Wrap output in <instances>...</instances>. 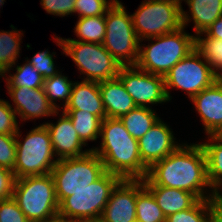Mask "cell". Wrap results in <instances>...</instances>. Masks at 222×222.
<instances>
[{"label":"cell","instance_id":"6da1fadb","mask_svg":"<svg viewBox=\"0 0 222 222\" xmlns=\"http://www.w3.org/2000/svg\"><path fill=\"white\" fill-rule=\"evenodd\" d=\"M144 186L181 189L198 199L218 197L215 192L204 195L203 187L211 185L207 175V160L201 144L182 145L164 159L154 163L143 179Z\"/></svg>","mask_w":222,"mask_h":222},{"label":"cell","instance_id":"7a4b0ae2","mask_svg":"<svg viewBox=\"0 0 222 222\" xmlns=\"http://www.w3.org/2000/svg\"><path fill=\"white\" fill-rule=\"evenodd\" d=\"M101 149H91L102 160L106 171L124 180H143L148 168L142 163L138 140L133 138L119 118L101 122Z\"/></svg>","mask_w":222,"mask_h":222},{"label":"cell","instance_id":"3957f363","mask_svg":"<svg viewBox=\"0 0 222 222\" xmlns=\"http://www.w3.org/2000/svg\"><path fill=\"white\" fill-rule=\"evenodd\" d=\"M149 39L157 42H152L144 49L139 46L138 60L135 66L148 73L163 77L195 49V36L185 33L184 26Z\"/></svg>","mask_w":222,"mask_h":222},{"label":"cell","instance_id":"277c9868","mask_svg":"<svg viewBox=\"0 0 222 222\" xmlns=\"http://www.w3.org/2000/svg\"><path fill=\"white\" fill-rule=\"evenodd\" d=\"M13 199L30 222L51 218L59 211L51 174L15 179Z\"/></svg>","mask_w":222,"mask_h":222},{"label":"cell","instance_id":"5b68a950","mask_svg":"<svg viewBox=\"0 0 222 222\" xmlns=\"http://www.w3.org/2000/svg\"><path fill=\"white\" fill-rule=\"evenodd\" d=\"M105 172L102 160L92 150L79 157L58 159L50 174L59 204L74 192L95 182Z\"/></svg>","mask_w":222,"mask_h":222},{"label":"cell","instance_id":"8992f818","mask_svg":"<svg viewBox=\"0 0 222 222\" xmlns=\"http://www.w3.org/2000/svg\"><path fill=\"white\" fill-rule=\"evenodd\" d=\"M105 25L106 33L102 43L105 49L121 66H135L140 40L136 35L132 16L127 14L120 1H115L107 10Z\"/></svg>","mask_w":222,"mask_h":222},{"label":"cell","instance_id":"52a82bcc","mask_svg":"<svg viewBox=\"0 0 222 222\" xmlns=\"http://www.w3.org/2000/svg\"><path fill=\"white\" fill-rule=\"evenodd\" d=\"M121 180L119 176L106 171L86 188L66 197L59 204L58 214L77 222L99 219L112 190Z\"/></svg>","mask_w":222,"mask_h":222},{"label":"cell","instance_id":"ba28073f","mask_svg":"<svg viewBox=\"0 0 222 222\" xmlns=\"http://www.w3.org/2000/svg\"><path fill=\"white\" fill-rule=\"evenodd\" d=\"M131 16L140 41L143 38L158 37L178 30L190 22V16L183 11L182 7L164 0H144Z\"/></svg>","mask_w":222,"mask_h":222},{"label":"cell","instance_id":"9c48e42d","mask_svg":"<svg viewBox=\"0 0 222 222\" xmlns=\"http://www.w3.org/2000/svg\"><path fill=\"white\" fill-rule=\"evenodd\" d=\"M47 127L42 124L31 130L23 143L16 139L15 179L50 174L57 160Z\"/></svg>","mask_w":222,"mask_h":222},{"label":"cell","instance_id":"30bf717a","mask_svg":"<svg viewBox=\"0 0 222 222\" xmlns=\"http://www.w3.org/2000/svg\"><path fill=\"white\" fill-rule=\"evenodd\" d=\"M63 53L71 56L79 67L81 74H86L83 80L102 82L116 78L122 67L105 49L103 44L82 42L75 39L56 38Z\"/></svg>","mask_w":222,"mask_h":222},{"label":"cell","instance_id":"8fae6325","mask_svg":"<svg viewBox=\"0 0 222 222\" xmlns=\"http://www.w3.org/2000/svg\"><path fill=\"white\" fill-rule=\"evenodd\" d=\"M200 57L201 55L194 49L164 76L165 90L169 101L168 88L175 87L185 90L191 99L220 78L206 60L204 63Z\"/></svg>","mask_w":222,"mask_h":222},{"label":"cell","instance_id":"7c38bea8","mask_svg":"<svg viewBox=\"0 0 222 222\" xmlns=\"http://www.w3.org/2000/svg\"><path fill=\"white\" fill-rule=\"evenodd\" d=\"M117 77L138 107L169 101L163 76L148 73L136 66H122Z\"/></svg>","mask_w":222,"mask_h":222},{"label":"cell","instance_id":"4fadbf2b","mask_svg":"<svg viewBox=\"0 0 222 222\" xmlns=\"http://www.w3.org/2000/svg\"><path fill=\"white\" fill-rule=\"evenodd\" d=\"M137 180L122 179L112 190L101 219L104 222H137Z\"/></svg>","mask_w":222,"mask_h":222},{"label":"cell","instance_id":"5bb4252c","mask_svg":"<svg viewBox=\"0 0 222 222\" xmlns=\"http://www.w3.org/2000/svg\"><path fill=\"white\" fill-rule=\"evenodd\" d=\"M174 139L170 128L158 119L138 140L142 163L149 169L154 163L174 152L180 146L174 143Z\"/></svg>","mask_w":222,"mask_h":222},{"label":"cell","instance_id":"9a60e30c","mask_svg":"<svg viewBox=\"0 0 222 222\" xmlns=\"http://www.w3.org/2000/svg\"><path fill=\"white\" fill-rule=\"evenodd\" d=\"M208 135L222 134V78L191 98Z\"/></svg>","mask_w":222,"mask_h":222},{"label":"cell","instance_id":"2e32d148","mask_svg":"<svg viewBox=\"0 0 222 222\" xmlns=\"http://www.w3.org/2000/svg\"><path fill=\"white\" fill-rule=\"evenodd\" d=\"M15 104L16 114L26 119H34L58 114V110L48 101L43 88L7 87Z\"/></svg>","mask_w":222,"mask_h":222},{"label":"cell","instance_id":"e0dca14e","mask_svg":"<svg viewBox=\"0 0 222 222\" xmlns=\"http://www.w3.org/2000/svg\"><path fill=\"white\" fill-rule=\"evenodd\" d=\"M62 113V118L55 125L44 124L50 134L54 154L59 156L58 159L85 155L91 149L82 151L85 144L80 140L70 118Z\"/></svg>","mask_w":222,"mask_h":222},{"label":"cell","instance_id":"ac0fdd59","mask_svg":"<svg viewBox=\"0 0 222 222\" xmlns=\"http://www.w3.org/2000/svg\"><path fill=\"white\" fill-rule=\"evenodd\" d=\"M63 110H81L89 112L101 120L106 118L98 82L83 80L75 82L72 88L69 102Z\"/></svg>","mask_w":222,"mask_h":222},{"label":"cell","instance_id":"d6986e66","mask_svg":"<svg viewBox=\"0 0 222 222\" xmlns=\"http://www.w3.org/2000/svg\"><path fill=\"white\" fill-rule=\"evenodd\" d=\"M98 85L106 117L120 119L136 107L132 97L125 90L118 77L99 82Z\"/></svg>","mask_w":222,"mask_h":222},{"label":"cell","instance_id":"ffe728a7","mask_svg":"<svg viewBox=\"0 0 222 222\" xmlns=\"http://www.w3.org/2000/svg\"><path fill=\"white\" fill-rule=\"evenodd\" d=\"M154 196L165 217L191 208L199 199L192 193L169 187L145 186Z\"/></svg>","mask_w":222,"mask_h":222},{"label":"cell","instance_id":"44dd1931","mask_svg":"<svg viewBox=\"0 0 222 222\" xmlns=\"http://www.w3.org/2000/svg\"><path fill=\"white\" fill-rule=\"evenodd\" d=\"M197 35L203 34L222 16V0H186Z\"/></svg>","mask_w":222,"mask_h":222},{"label":"cell","instance_id":"7402d4cb","mask_svg":"<svg viewBox=\"0 0 222 222\" xmlns=\"http://www.w3.org/2000/svg\"><path fill=\"white\" fill-rule=\"evenodd\" d=\"M212 142L201 143L207 160V175L212 190L220 196L218 192L222 186V134L208 135ZM215 142V143H214Z\"/></svg>","mask_w":222,"mask_h":222},{"label":"cell","instance_id":"603a6c76","mask_svg":"<svg viewBox=\"0 0 222 222\" xmlns=\"http://www.w3.org/2000/svg\"><path fill=\"white\" fill-rule=\"evenodd\" d=\"M136 220L137 222L166 221L162 209L153 194L144 186L143 180H137Z\"/></svg>","mask_w":222,"mask_h":222},{"label":"cell","instance_id":"cb8c5ba5","mask_svg":"<svg viewBox=\"0 0 222 222\" xmlns=\"http://www.w3.org/2000/svg\"><path fill=\"white\" fill-rule=\"evenodd\" d=\"M150 107H138L120 118L130 135L139 140L159 119Z\"/></svg>","mask_w":222,"mask_h":222},{"label":"cell","instance_id":"d4e9b609","mask_svg":"<svg viewBox=\"0 0 222 222\" xmlns=\"http://www.w3.org/2000/svg\"><path fill=\"white\" fill-rule=\"evenodd\" d=\"M70 118L80 140L86 142L94 141L99 138L102 120L96 115L81 110H63Z\"/></svg>","mask_w":222,"mask_h":222},{"label":"cell","instance_id":"484cf974","mask_svg":"<svg viewBox=\"0 0 222 222\" xmlns=\"http://www.w3.org/2000/svg\"><path fill=\"white\" fill-rule=\"evenodd\" d=\"M13 31L0 32V75L4 76L16 63L19 55L21 33L13 25Z\"/></svg>","mask_w":222,"mask_h":222},{"label":"cell","instance_id":"4316f807","mask_svg":"<svg viewBox=\"0 0 222 222\" xmlns=\"http://www.w3.org/2000/svg\"><path fill=\"white\" fill-rule=\"evenodd\" d=\"M82 42L102 44L105 39V15L79 18L74 29Z\"/></svg>","mask_w":222,"mask_h":222},{"label":"cell","instance_id":"83f0119b","mask_svg":"<svg viewBox=\"0 0 222 222\" xmlns=\"http://www.w3.org/2000/svg\"><path fill=\"white\" fill-rule=\"evenodd\" d=\"M195 50L201 55L203 60L211 66V69L221 77L222 74V40L206 37L201 38L200 35L195 36Z\"/></svg>","mask_w":222,"mask_h":222},{"label":"cell","instance_id":"f1b7e54d","mask_svg":"<svg viewBox=\"0 0 222 222\" xmlns=\"http://www.w3.org/2000/svg\"><path fill=\"white\" fill-rule=\"evenodd\" d=\"M211 208L212 199H199L191 208L167 216L165 222H210Z\"/></svg>","mask_w":222,"mask_h":222},{"label":"cell","instance_id":"f546056e","mask_svg":"<svg viewBox=\"0 0 222 222\" xmlns=\"http://www.w3.org/2000/svg\"><path fill=\"white\" fill-rule=\"evenodd\" d=\"M74 83L69 81L67 77L61 73L44 79L43 90L48 98V101L58 110L59 107L55 104V99H64L65 105L69 102Z\"/></svg>","mask_w":222,"mask_h":222},{"label":"cell","instance_id":"4dcf8cb0","mask_svg":"<svg viewBox=\"0 0 222 222\" xmlns=\"http://www.w3.org/2000/svg\"><path fill=\"white\" fill-rule=\"evenodd\" d=\"M17 72L5 78L7 87H27V88H43V76L33 68V66L26 62L22 66L16 67Z\"/></svg>","mask_w":222,"mask_h":222},{"label":"cell","instance_id":"1f68e13d","mask_svg":"<svg viewBox=\"0 0 222 222\" xmlns=\"http://www.w3.org/2000/svg\"><path fill=\"white\" fill-rule=\"evenodd\" d=\"M117 0H76L74 13L79 14V18L106 15L107 10Z\"/></svg>","mask_w":222,"mask_h":222},{"label":"cell","instance_id":"d6a6232c","mask_svg":"<svg viewBox=\"0 0 222 222\" xmlns=\"http://www.w3.org/2000/svg\"><path fill=\"white\" fill-rule=\"evenodd\" d=\"M0 134V167L13 171L16 161V138L21 136Z\"/></svg>","mask_w":222,"mask_h":222},{"label":"cell","instance_id":"836d02e7","mask_svg":"<svg viewBox=\"0 0 222 222\" xmlns=\"http://www.w3.org/2000/svg\"><path fill=\"white\" fill-rule=\"evenodd\" d=\"M11 106L0 99V134L15 135L18 132L17 114Z\"/></svg>","mask_w":222,"mask_h":222},{"label":"cell","instance_id":"e575fe53","mask_svg":"<svg viewBox=\"0 0 222 222\" xmlns=\"http://www.w3.org/2000/svg\"><path fill=\"white\" fill-rule=\"evenodd\" d=\"M27 62H29L33 68L43 76L44 79L50 78L60 73L54 68L53 55L49 54L48 51L36 53L32 60Z\"/></svg>","mask_w":222,"mask_h":222},{"label":"cell","instance_id":"d590c367","mask_svg":"<svg viewBox=\"0 0 222 222\" xmlns=\"http://www.w3.org/2000/svg\"><path fill=\"white\" fill-rule=\"evenodd\" d=\"M1 222H30L13 199L0 201Z\"/></svg>","mask_w":222,"mask_h":222},{"label":"cell","instance_id":"8d00e7d4","mask_svg":"<svg viewBox=\"0 0 222 222\" xmlns=\"http://www.w3.org/2000/svg\"><path fill=\"white\" fill-rule=\"evenodd\" d=\"M76 0H41L42 7L47 13L65 16L74 13Z\"/></svg>","mask_w":222,"mask_h":222},{"label":"cell","instance_id":"74e56055","mask_svg":"<svg viewBox=\"0 0 222 222\" xmlns=\"http://www.w3.org/2000/svg\"><path fill=\"white\" fill-rule=\"evenodd\" d=\"M14 182L13 171L0 167V201L13 198Z\"/></svg>","mask_w":222,"mask_h":222},{"label":"cell","instance_id":"f35d334b","mask_svg":"<svg viewBox=\"0 0 222 222\" xmlns=\"http://www.w3.org/2000/svg\"><path fill=\"white\" fill-rule=\"evenodd\" d=\"M210 222H222V197L212 199Z\"/></svg>","mask_w":222,"mask_h":222},{"label":"cell","instance_id":"ab89813d","mask_svg":"<svg viewBox=\"0 0 222 222\" xmlns=\"http://www.w3.org/2000/svg\"><path fill=\"white\" fill-rule=\"evenodd\" d=\"M207 37L222 40V16L219 17L205 32Z\"/></svg>","mask_w":222,"mask_h":222},{"label":"cell","instance_id":"60d3db41","mask_svg":"<svg viewBox=\"0 0 222 222\" xmlns=\"http://www.w3.org/2000/svg\"><path fill=\"white\" fill-rule=\"evenodd\" d=\"M36 222H77V221L69 219L67 217H63V216L57 214V215H55L51 218L41 220V221H36Z\"/></svg>","mask_w":222,"mask_h":222},{"label":"cell","instance_id":"b9f144b4","mask_svg":"<svg viewBox=\"0 0 222 222\" xmlns=\"http://www.w3.org/2000/svg\"><path fill=\"white\" fill-rule=\"evenodd\" d=\"M164 1H170V2H173V3L177 4V5H179L180 7L182 6L181 5V0H164Z\"/></svg>","mask_w":222,"mask_h":222},{"label":"cell","instance_id":"7bdbcfd3","mask_svg":"<svg viewBox=\"0 0 222 222\" xmlns=\"http://www.w3.org/2000/svg\"><path fill=\"white\" fill-rule=\"evenodd\" d=\"M83 222H104V221L101 218H99V219H93V220H86Z\"/></svg>","mask_w":222,"mask_h":222},{"label":"cell","instance_id":"ee69618b","mask_svg":"<svg viewBox=\"0 0 222 222\" xmlns=\"http://www.w3.org/2000/svg\"><path fill=\"white\" fill-rule=\"evenodd\" d=\"M4 1L5 0H0V5H3L4 4ZM2 7V6H1Z\"/></svg>","mask_w":222,"mask_h":222}]
</instances>
